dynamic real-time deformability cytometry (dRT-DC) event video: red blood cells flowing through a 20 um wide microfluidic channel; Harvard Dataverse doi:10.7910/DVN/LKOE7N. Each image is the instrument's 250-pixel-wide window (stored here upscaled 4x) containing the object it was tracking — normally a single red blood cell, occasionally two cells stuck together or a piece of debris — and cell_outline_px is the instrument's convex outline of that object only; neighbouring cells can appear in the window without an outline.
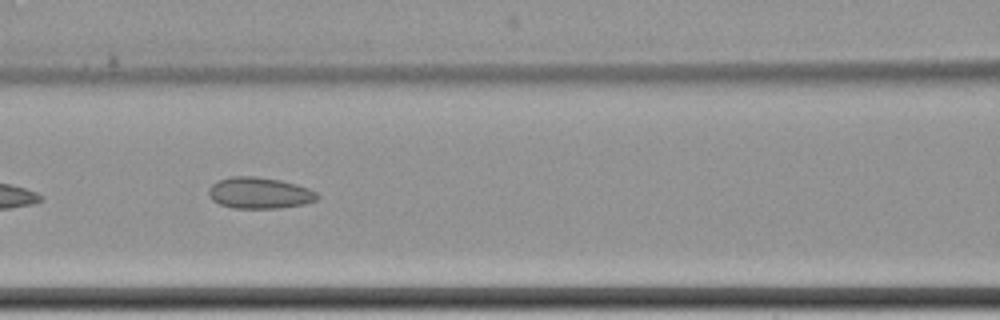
{"species": "common noctule bat (a hibernating species)", "species_latin": "Nyctalus noctula", "temperature_condition": "cold", "stored_images_in_passage": 9, "camera_frame_rate_fps": 3000, "um_per_image_px": 0.085, "animal": {"sex": "female", "body_mass_g": 22.7, "forearm_length_mm": 54.2}, "frame": {"image": 1, "passage_image": 9, "time_ms": 10.0, "image_size_px": [1000, 320], "cell_outline_px": [[320, 196], [316, 200], [304, 204], [280, 208], [232, 208], [220, 204], [212, 200], [208, 196], [208, 188], [212, 184], [220, 180], [232, 176], [256, 176], [280, 180], [296, 184], [308, 188], [316, 192]], "centroid_in_image_um": [22.04, 16.4], "position_along_channel_um": 144.6, "area_um2": 19.88}}